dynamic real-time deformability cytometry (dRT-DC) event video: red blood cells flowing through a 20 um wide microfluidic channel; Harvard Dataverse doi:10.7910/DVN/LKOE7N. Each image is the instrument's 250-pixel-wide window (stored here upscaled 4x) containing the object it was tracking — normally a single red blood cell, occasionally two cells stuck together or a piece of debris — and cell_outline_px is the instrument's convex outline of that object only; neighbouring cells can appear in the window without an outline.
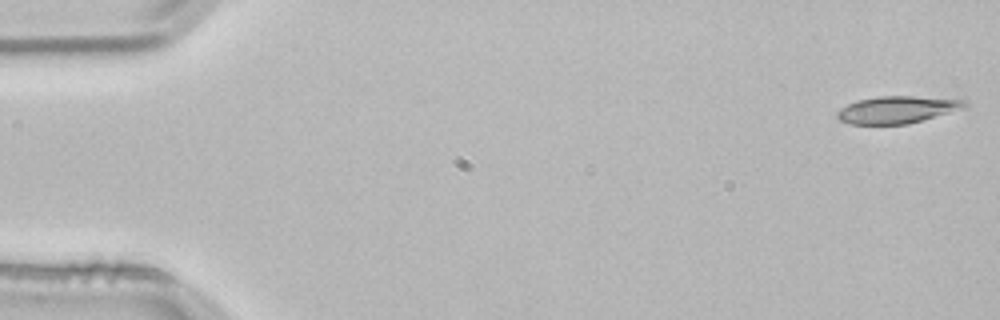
{"species": "common noctule bat (a hibernating species)", "species_latin": "Nyctalus noctula", "temperature_condition": "room temperature", "stored_images_in_passage": 50, "camera_frame_rate_fps": 3000, "um_per_image_px": 0.085, "animal": {"sex": "male", "body_mass_g": 21.5, "forearm_length_mm": 52.0}, "frame": {"image": 1, "passage_image": 1, "time_ms": 0.0, "image_size_px": [1000, 320], "cell_outline_px": [[968, 104], [964, 108], [908, 124], [852, 124], [840, 120], [836, 116], [836, 112], [840, 108], [848, 104], [860, 100], [880, 96], [912, 96], [964, 100]], "centroid_in_image_um": [76.23, 9.32], "position_along_channel_um": 8.8, "area_um2": 19.88}}
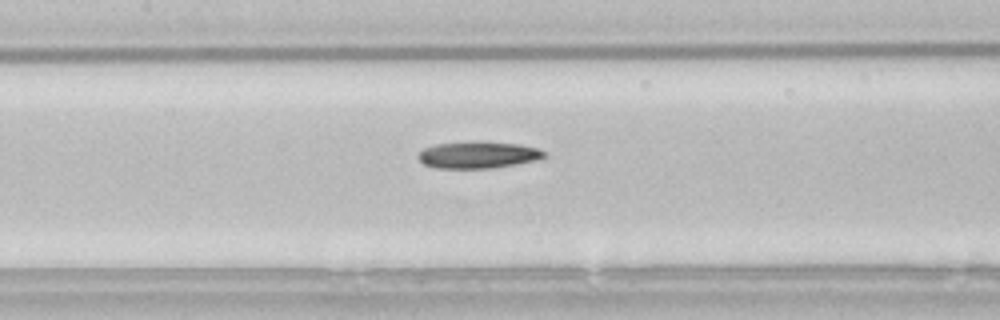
{"frame": {"image": 2, "passage_image": 24, "time_ms": 7.667, "image_size_px": [1000, 320], "cell_outline_px": [[548, 156], [536, 160], [516, 164], [492, 168], [436, 168], [424, 164], [416, 156], [424, 148], [436, 144], [476, 140], [484, 140], [520, 144], [536, 148], [544, 152]], "centroid_in_image_um": [40.64, 13.14], "position_along_channel_um": 166.8, "area_um2": 20.0}}
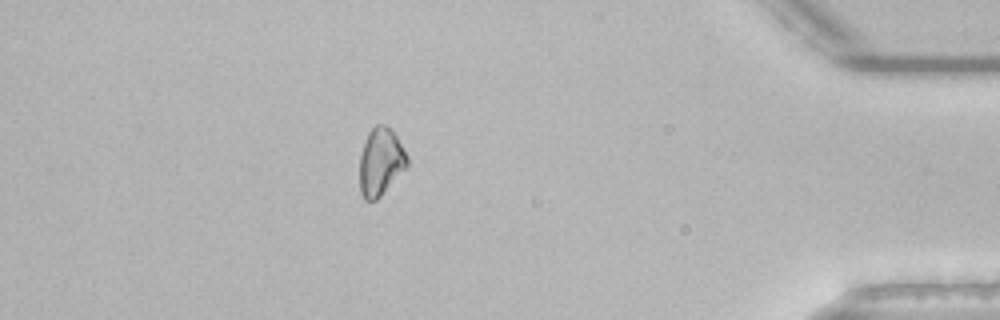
{"frame": {"image": 3, "passage_image": 46, "time_ms": 15.0, "image_size_px": [1000, 320], "cell_outline_px": [[408, 168], [376, 200], [364, 200], [360, 192], [360, 156], [368, 132], [376, 124], [384, 124], [392, 128], [408, 156]], "centroid_in_image_um": [32.38, 13.75], "position_along_channel_um": 402.8, "area_um2": 18.96}}